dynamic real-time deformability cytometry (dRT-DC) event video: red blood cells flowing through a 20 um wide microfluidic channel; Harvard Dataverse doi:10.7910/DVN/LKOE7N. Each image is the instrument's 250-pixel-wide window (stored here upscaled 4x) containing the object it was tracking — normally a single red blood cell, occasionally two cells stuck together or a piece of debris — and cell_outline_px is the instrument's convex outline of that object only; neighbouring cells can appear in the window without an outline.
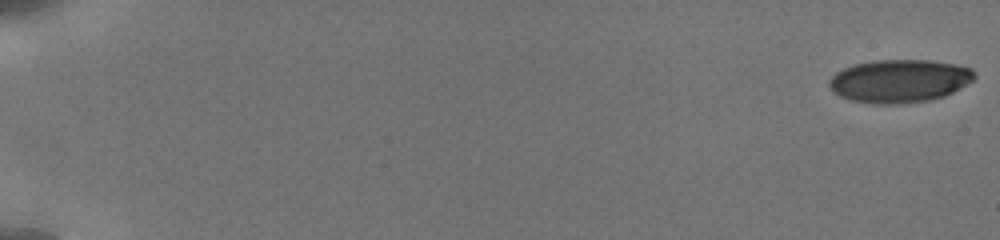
{"species": "human", "species_latin": "Homo sapiens", "temperature_condition": "cold", "stored_images_in_passage": 24, "camera_frame_rate_fps": 3000, "um_per_image_px": 0.085, "donor": {"sex": "male"}, "frame": {"image": 1, "passage_image": 1, "time_ms": 0.0, "image_size_px": [1000, 240], "cell_outline_px": [[976, 76], [972, 80], [952, 92], [944, 96], [932, 100], [900, 104], [876, 104], [848, 100], [840, 96], [828, 84], [828, 80], [836, 72], [844, 68], [856, 64], [872, 60], [928, 60], [956, 64], [972, 68]], "centroid_in_image_um": [76.45, 6.88], "position_along_channel_um": 8.6, "area_um2": 36.47}}
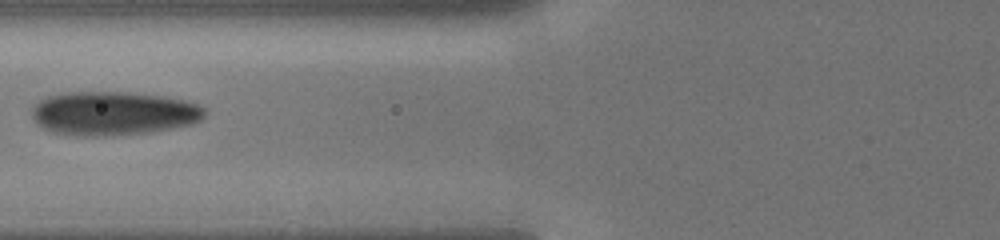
{"frame": {"image": 2, "passage_image": 18, "time_ms": 8.0, "image_size_px": [1000, 240], "cell_outline_px": [[204, 116], [200, 120], [192, 124], [172, 128], [148, 132], [104, 136], [76, 136], [52, 132], [36, 124], [32, 116], [32, 108], [40, 100], [48, 96], [64, 92], [128, 92], [160, 96], [184, 100], [196, 104], [204, 108]], "centroid_in_image_um": [9.59, 9.64], "position_along_channel_um": 116.2, "area_um2": 44.04}}
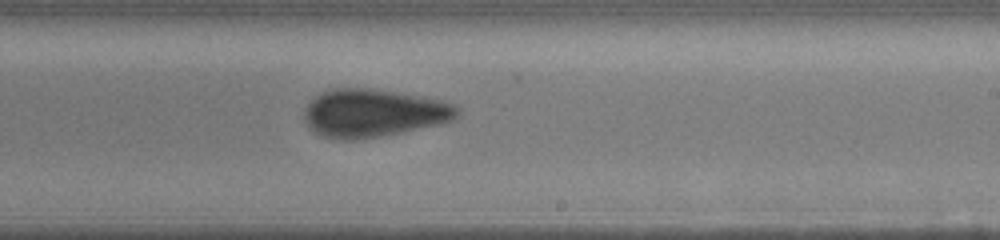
{"frame": {"image": 3, "passage_image": 24, "time_ms": 11.667, "image_size_px": [1000, 240], "cell_outline_px": [[460, 112], [452, 120], [440, 124], [380, 136], [344, 140], [340, 140], [320, 136], [308, 128], [304, 120], [304, 112], [308, 104], [320, 92], [332, 88], [368, 88], [420, 96], [440, 100], [456, 104], [460, 108]], "centroid_in_image_um": [31.72, 9.61], "position_along_channel_um": 257.3, "area_um2": 42.66}}